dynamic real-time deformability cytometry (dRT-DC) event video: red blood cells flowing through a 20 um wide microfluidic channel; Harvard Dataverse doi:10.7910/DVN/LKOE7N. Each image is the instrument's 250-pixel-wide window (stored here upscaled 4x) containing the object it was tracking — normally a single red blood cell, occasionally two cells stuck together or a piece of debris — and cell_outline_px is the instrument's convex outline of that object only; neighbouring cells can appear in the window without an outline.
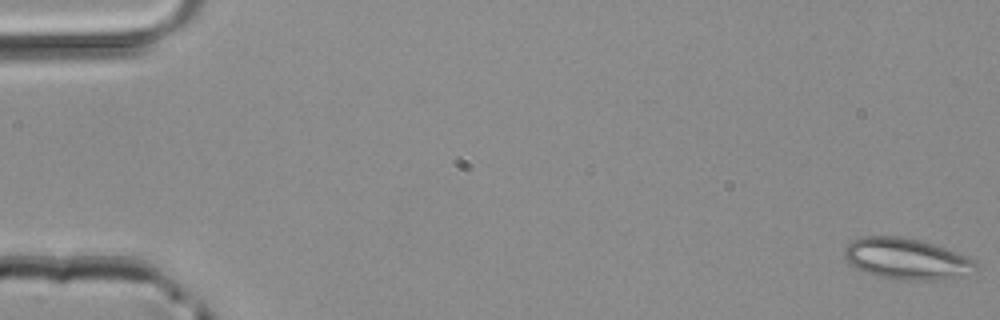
{"species": "common noctule bat (a hibernating species)", "species_latin": "Nyctalus noctula", "temperature_condition": "room temperature", "stored_images_in_passage": 47, "camera_frame_rate_fps": 3000, "um_per_image_px": 0.085, "animal": {"sex": "male", "body_mass_g": 20.4}, "frame": {"image": 1, "passage_image": 1, "time_ms": 0.0, "image_size_px": [1000, 320], "cell_outline_px": [[976, 268], [940, 280], [896, 280], [880, 276], [856, 268], [848, 264], [844, 256], [844, 248], [852, 240], [864, 236], [900, 236], [920, 240], [968, 256], [976, 260]], "centroid_in_image_um": [76.97, 21.98], "position_along_channel_um": 8.0, "area_um2": 31.04}}
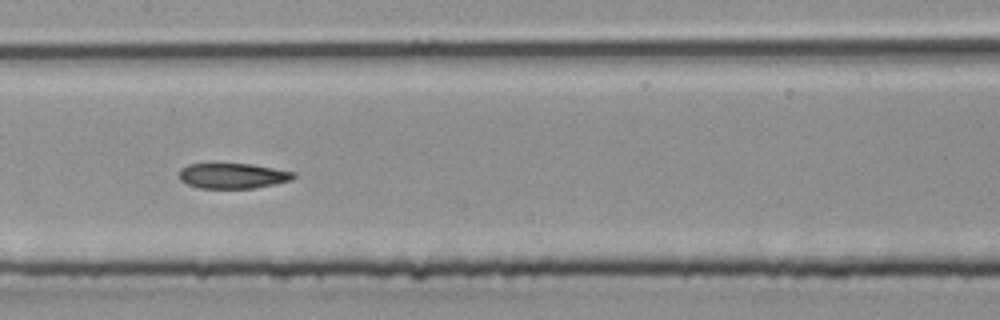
{"frame": {"image": 2, "passage_image": 24, "time_ms": 7.667, "image_size_px": [1000, 320], "cell_outline_px": [[296, 176], [292, 180], [252, 188], [200, 188], [188, 184], [180, 180], [180, 168], [188, 164], [252, 164], [296, 172]], "centroid_in_image_um": [19.8, 14.94], "position_along_channel_um": 187.6, "area_um2": 16.76}}
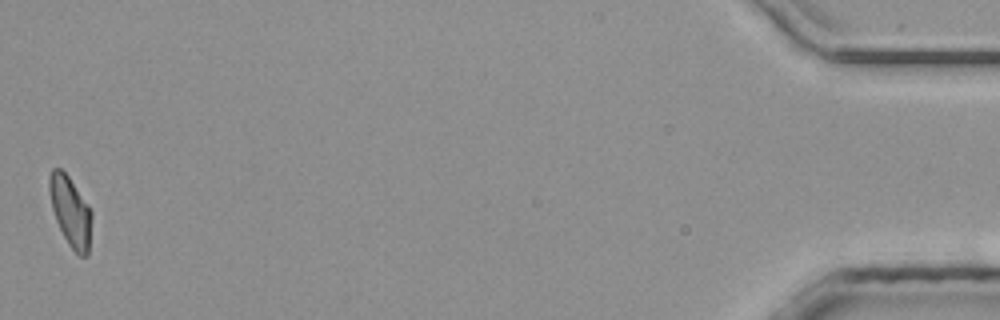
{"frame": {"image": 3, "passage_image": 47, "time_ms": 15.333, "image_size_px": [1000, 320], "cell_outline_px": [[92, 216], [88, 256], [80, 256], [68, 244], [56, 220], [52, 208], [48, 188], [48, 180], [52, 168], [60, 168], [68, 176], [88, 204], [92, 212]], "centroid_in_image_um": [5.99, 17.97], "position_along_channel_um": 429.2, "area_um2": 17.17}}